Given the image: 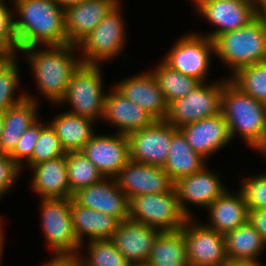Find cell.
I'll use <instances>...</instances> for the list:
<instances>
[{"label":"cell","mask_w":266,"mask_h":266,"mask_svg":"<svg viewBox=\"0 0 266 266\" xmlns=\"http://www.w3.org/2000/svg\"><path fill=\"white\" fill-rule=\"evenodd\" d=\"M21 170L8 154L0 152V196L13 187Z\"/></svg>","instance_id":"ab89813d"},{"label":"cell","mask_w":266,"mask_h":266,"mask_svg":"<svg viewBox=\"0 0 266 266\" xmlns=\"http://www.w3.org/2000/svg\"><path fill=\"white\" fill-rule=\"evenodd\" d=\"M204 1H205V0H194V2H195V3H194V4H195L194 6L197 7L198 5H200V4H201L202 2H204Z\"/></svg>","instance_id":"f5cc1de1"},{"label":"cell","mask_w":266,"mask_h":266,"mask_svg":"<svg viewBox=\"0 0 266 266\" xmlns=\"http://www.w3.org/2000/svg\"><path fill=\"white\" fill-rule=\"evenodd\" d=\"M105 119L118 128V134L128 135L152 124L155 119L141 106L131 102L115 87L105 94Z\"/></svg>","instance_id":"7402d4cb"},{"label":"cell","mask_w":266,"mask_h":266,"mask_svg":"<svg viewBox=\"0 0 266 266\" xmlns=\"http://www.w3.org/2000/svg\"><path fill=\"white\" fill-rule=\"evenodd\" d=\"M224 266H264L261 265L258 261H232L228 260V262Z\"/></svg>","instance_id":"7bdbcfd3"},{"label":"cell","mask_w":266,"mask_h":266,"mask_svg":"<svg viewBox=\"0 0 266 266\" xmlns=\"http://www.w3.org/2000/svg\"><path fill=\"white\" fill-rule=\"evenodd\" d=\"M100 65L82 63L74 72L61 103H70L69 112L95 121L104 114L103 80Z\"/></svg>","instance_id":"8992f818"},{"label":"cell","mask_w":266,"mask_h":266,"mask_svg":"<svg viewBox=\"0 0 266 266\" xmlns=\"http://www.w3.org/2000/svg\"><path fill=\"white\" fill-rule=\"evenodd\" d=\"M2 227V220L0 219V228Z\"/></svg>","instance_id":"db71d44e"},{"label":"cell","mask_w":266,"mask_h":266,"mask_svg":"<svg viewBox=\"0 0 266 266\" xmlns=\"http://www.w3.org/2000/svg\"><path fill=\"white\" fill-rule=\"evenodd\" d=\"M210 224L205 227L222 235L233 231L248 221V209L240 191L233 195L225 191L207 207Z\"/></svg>","instance_id":"cb8c5ba5"},{"label":"cell","mask_w":266,"mask_h":266,"mask_svg":"<svg viewBox=\"0 0 266 266\" xmlns=\"http://www.w3.org/2000/svg\"><path fill=\"white\" fill-rule=\"evenodd\" d=\"M33 171L31 188L41 199L72 198L70 191L66 155L40 162L30 167Z\"/></svg>","instance_id":"603a6c76"},{"label":"cell","mask_w":266,"mask_h":266,"mask_svg":"<svg viewBox=\"0 0 266 266\" xmlns=\"http://www.w3.org/2000/svg\"><path fill=\"white\" fill-rule=\"evenodd\" d=\"M168 153L163 168L174 183L181 178L201 171L206 166L205 158L190 147L179 129L172 135Z\"/></svg>","instance_id":"4316f807"},{"label":"cell","mask_w":266,"mask_h":266,"mask_svg":"<svg viewBox=\"0 0 266 266\" xmlns=\"http://www.w3.org/2000/svg\"><path fill=\"white\" fill-rule=\"evenodd\" d=\"M179 130L190 147L205 159L231 141L228 124L222 113L187 124Z\"/></svg>","instance_id":"d6986e66"},{"label":"cell","mask_w":266,"mask_h":266,"mask_svg":"<svg viewBox=\"0 0 266 266\" xmlns=\"http://www.w3.org/2000/svg\"><path fill=\"white\" fill-rule=\"evenodd\" d=\"M26 98L4 112V123L0 142V152L10 154L20 136L38 120L36 98L25 93ZM37 116V117H36Z\"/></svg>","instance_id":"484cf974"},{"label":"cell","mask_w":266,"mask_h":266,"mask_svg":"<svg viewBox=\"0 0 266 266\" xmlns=\"http://www.w3.org/2000/svg\"><path fill=\"white\" fill-rule=\"evenodd\" d=\"M40 132L41 122L37 120L20 136L14 150L9 154L20 168H23L24 161L27 163L31 159Z\"/></svg>","instance_id":"f35d334b"},{"label":"cell","mask_w":266,"mask_h":266,"mask_svg":"<svg viewBox=\"0 0 266 266\" xmlns=\"http://www.w3.org/2000/svg\"><path fill=\"white\" fill-rule=\"evenodd\" d=\"M119 0H85L64 10L67 44L77 46Z\"/></svg>","instance_id":"ac0fdd59"},{"label":"cell","mask_w":266,"mask_h":266,"mask_svg":"<svg viewBox=\"0 0 266 266\" xmlns=\"http://www.w3.org/2000/svg\"><path fill=\"white\" fill-rule=\"evenodd\" d=\"M3 123H4V112L0 111V142L2 137Z\"/></svg>","instance_id":"7dc6e473"},{"label":"cell","mask_w":266,"mask_h":266,"mask_svg":"<svg viewBox=\"0 0 266 266\" xmlns=\"http://www.w3.org/2000/svg\"><path fill=\"white\" fill-rule=\"evenodd\" d=\"M196 9L217 26V29L204 35L212 41L223 33L247 26L262 12L247 0H205Z\"/></svg>","instance_id":"4fadbf2b"},{"label":"cell","mask_w":266,"mask_h":266,"mask_svg":"<svg viewBox=\"0 0 266 266\" xmlns=\"http://www.w3.org/2000/svg\"><path fill=\"white\" fill-rule=\"evenodd\" d=\"M230 80L244 93L266 104V61L237 70Z\"/></svg>","instance_id":"d6a6232c"},{"label":"cell","mask_w":266,"mask_h":266,"mask_svg":"<svg viewBox=\"0 0 266 266\" xmlns=\"http://www.w3.org/2000/svg\"><path fill=\"white\" fill-rule=\"evenodd\" d=\"M89 159L104 178H114L130 161L127 135H96L80 151Z\"/></svg>","instance_id":"9a60e30c"},{"label":"cell","mask_w":266,"mask_h":266,"mask_svg":"<svg viewBox=\"0 0 266 266\" xmlns=\"http://www.w3.org/2000/svg\"><path fill=\"white\" fill-rule=\"evenodd\" d=\"M9 58V56L0 53V66Z\"/></svg>","instance_id":"f907efd6"},{"label":"cell","mask_w":266,"mask_h":266,"mask_svg":"<svg viewBox=\"0 0 266 266\" xmlns=\"http://www.w3.org/2000/svg\"><path fill=\"white\" fill-rule=\"evenodd\" d=\"M72 199L81 206L114 216L120 222L129 219V199L114 178H103L96 184L80 188L73 193Z\"/></svg>","instance_id":"2e32d148"},{"label":"cell","mask_w":266,"mask_h":266,"mask_svg":"<svg viewBox=\"0 0 266 266\" xmlns=\"http://www.w3.org/2000/svg\"><path fill=\"white\" fill-rule=\"evenodd\" d=\"M266 9V0H261V11L263 12Z\"/></svg>","instance_id":"816d5d0a"},{"label":"cell","mask_w":266,"mask_h":266,"mask_svg":"<svg viewBox=\"0 0 266 266\" xmlns=\"http://www.w3.org/2000/svg\"><path fill=\"white\" fill-rule=\"evenodd\" d=\"M62 9H67L71 6L77 5L85 0H55Z\"/></svg>","instance_id":"ee69618b"},{"label":"cell","mask_w":266,"mask_h":266,"mask_svg":"<svg viewBox=\"0 0 266 266\" xmlns=\"http://www.w3.org/2000/svg\"><path fill=\"white\" fill-rule=\"evenodd\" d=\"M160 230L127 219L120 222L111 241L129 263L147 261Z\"/></svg>","instance_id":"ffe728a7"},{"label":"cell","mask_w":266,"mask_h":266,"mask_svg":"<svg viewBox=\"0 0 266 266\" xmlns=\"http://www.w3.org/2000/svg\"><path fill=\"white\" fill-rule=\"evenodd\" d=\"M177 130L166 120H155L149 126L128 134L130 160L163 167L168 158L172 135Z\"/></svg>","instance_id":"8fae6325"},{"label":"cell","mask_w":266,"mask_h":266,"mask_svg":"<svg viewBox=\"0 0 266 266\" xmlns=\"http://www.w3.org/2000/svg\"><path fill=\"white\" fill-rule=\"evenodd\" d=\"M215 53L229 65L232 74L255 63L266 61V14L261 12L247 26L219 35Z\"/></svg>","instance_id":"277c9868"},{"label":"cell","mask_w":266,"mask_h":266,"mask_svg":"<svg viewBox=\"0 0 266 266\" xmlns=\"http://www.w3.org/2000/svg\"><path fill=\"white\" fill-rule=\"evenodd\" d=\"M224 238L227 258L232 261H257V256L266 246V242L249 221L226 233Z\"/></svg>","instance_id":"f1b7e54d"},{"label":"cell","mask_w":266,"mask_h":266,"mask_svg":"<svg viewBox=\"0 0 266 266\" xmlns=\"http://www.w3.org/2000/svg\"><path fill=\"white\" fill-rule=\"evenodd\" d=\"M248 221L266 242V209L248 211Z\"/></svg>","instance_id":"b9f144b4"},{"label":"cell","mask_w":266,"mask_h":266,"mask_svg":"<svg viewBox=\"0 0 266 266\" xmlns=\"http://www.w3.org/2000/svg\"><path fill=\"white\" fill-rule=\"evenodd\" d=\"M120 5L118 2L96 28L77 45L84 53L82 63L100 65L101 61L114 58L122 50L126 34Z\"/></svg>","instance_id":"52a82bcc"},{"label":"cell","mask_w":266,"mask_h":266,"mask_svg":"<svg viewBox=\"0 0 266 266\" xmlns=\"http://www.w3.org/2000/svg\"><path fill=\"white\" fill-rule=\"evenodd\" d=\"M251 3H253L257 8L261 10V0H247Z\"/></svg>","instance_id":"681fc988"},{"label":"cell","mask_w":266,"mask_h":266,"mask_svg":"<svg viewBox=\"0 0 266 266\" xmlns=\"http://www.w3.org/2000/svg\"><path fill=\"white\" fill-rule=\"evenodd\" d=\"M191 220L181 228L189 266H224L228 262L224 235Z\"/></svg>","instance_id":"7c38bea8"},{"label":"cell","mask_w":266,"mask_h":266,"mask_svg":"<svg viewBox=\"0 0 266 266\" xmlns=\"http://www.w3.org/2000/svg\"><path fill=\"white\" fill-rule=\"evenodd\" d=\"M171 48L163 60L168 66L201 82L206 81L210 54L215 53L214 41L207 36L188 34Z\"/></svg>","instance_id":"30bf717a"},{"label":"cell","mask_w":266,"mask_h":266,"mask_svg":"<svg viewBox=\"0 0 266 266\" xmlns=\"http://www.w3.org/2000/svg\"><path fill=\"white\" fill-rule=\"evenodd\" d=\"M21 19H14L18 51L30 46L67 44L64 9L55 0H12Z\"/></svg>","instance_id":"6da1fadb"},{"label":"cell","mask_w":266,"mask_h":266,"mask_svg":"<svg viewBox=\"0 0 266 266\" xmlns=\"http://www.w3.org/2000/svg\"><path fill=\"white\" fill-rule=\"evenodd\" d=\"M129 266H152L148 261L130 263Z\"/></svg>","instance_id":"c3c4849f"},{"label":"cell","mask_w":266,"mask_h":266,"mask_svg":"<svg viewBox=\"0 0 266 266\" xmlns=\"http://www.w3.org/2000/svg\"><path fill=\"white\" fill-rule=\"evenodd\" d=\"M223 81L205 85L201 82L187 96L168 105L166 121L179 129L206 117L221 113Z\"/></svg>","instance_id":"ba28073f"},{"label":"cell","mask_w":266,"mask_h":266,"mask_svg":"<svg viewBox=\"0 0 266 266\" xmlns=\"http://www.w3.org/2000/svg\"><path fill=\"white\" fill-rule=\"evenodd\" d=\"M4 231H3V227L2 228H0V262H1V257H2V253H3V249H4ZM0 265H1V263H0Z\"/></svg>","instance_id":"bcb514c9"},{"label":"cell","mask_w":266,"mask_h":266,"mask_svg":"<svg viewBox=\"0 0 266 266\" xmlns=\"http://www.w3.org/2000/svg\"><path fill=\"white\" fill-rule=\"evenodd\" d=\"M129 219L161 232L179 231L189 217L182 211L174 189L160 194H144L129 200Z\"/></svg>","instance_id":"5b68a950"},{"label":"cell","mask_w":266,"mask_h":266,"mask_svg":"<svg viewBox=\"0 0 266 266\" xmlns=\"http://www.w3.org/2000/svg\"><path fill=\"white\" fill-rule=\"evenodd\" d=\"M71 216L77 240L84 243L83 236L92 240L111 239L120 221L114 216L77 204L71 198Z\"/></svg>","instance_id":"d4e9b609"},{"label":"cell","mask_w":266,"mask_h":266,"mask_svg":"<svg viewBox=\"0 0 266 266\" xmlns=\"http://www.w3.org/2000/svg\"><path fill=\"white\" fill-rule=\"evenodd\" d=\"M122 95L145 109L155 120H165L168 103L151 72L130 76L114 86Z\"/></svg>","instance_id":"44dd1931"},{"label":"cell","mask_w":266,"mask_h":266,"mask_svg":"<svg viewBox=\"0 0 266 266\" xmlns=\"http://www.w3.org/2000/svg\"><path fill=\"white\" fill-rule=\"evenodd\" d=\"M66 166L72 194L80 188L96 184L104 178L96 166L80 151L66 154Z\"/></svg>","instance_id":"1f68e13d"},{"label":"cell","mask_w":266,"mask_h":266,"mask_svg":"<svg viewBox=\"0 0 266 266\" xmlns=\"http://www.w3.org/2000/svg\"><path fill=\"white\" fill-rule=\"evenodd\" d=\"M150 72L168 105L177 99L187 96L201 83L198 79L174 70L164 61L160 62L157 68Z\"/></svg>","instance_id":"4dcf8cb0"},{"label":"cell","mask_w":266,"mask_h":266,"mask_svg":"<svg viewBox=\"0 0 266 266\" xmlns=\"http://www.w3.org/2000/svg\"><path fill=\"white\" fill-rule=\"evenodd\" d=\"M92 119L71 112L58 114L51 123L62 147L68 152L81 151L83 146L94 136Z\"/></svg>","instance_id":"83f0119b"},{"label":"cell","mask_w":266,"mask_h":266,"mask_svg":"<svg viewBox=\"0 0 266 266\" xmlns=\"http://www.w3.org/2000/svg\"><path fill=\"white\" fill-rule=\"evenodd\" d=\"M88 257L81 259L83 266H129V262L110 239L88 243Z\"/></svg>","instance_id":"836d02e7"},{"label":"cell","mask_w":266,"mask_h":266,"mask_svg":"<svg viewBox=\"0 0 266 266\" xmlns=\"http://www.w3.org/2000/svg\"><path fill=\"white\" fill-rule=\"evenodd\" d=\"M47 48L49 50L40 51L37 46H30L19 51L28 54L27 61L33 69L40 93L50 102L58 104L82 60L74 57V50L78 49L75 45L65 44Z\"/></svg>","instance_id":"7a4b0ae2"},{"label":"cell","mask_w":266,"mask_h":266,"mask_svg":"<svg viewBox=\"0 0 266 266\" xmlns=\"http://www.w3.org/2000/svg\"><path fill=\"white\" fill-rule=\"evenodd\" d=\"M245 179L239 191L244 197L248 211L266 209V173Z\"/></svg>","instance_id":"8d00e7d4"},{"label":"cell","mask_w":266,"mask_h":266,"mask_svg":"<svg viewBox=\"0 0 266 266\" xmlns=\"http://www.w3.org/2000/svg\"><path fill=\"white\" fill-rule=\"evenodd\" d=\"M254 149H257L264 155L266 154V132L264 133L261 141L254 147Z\"/></svg>","instance_id":"f6af8a7d"},{"label":"cell","mask_w":266,"mask_h":266,"mask_svg":"<svg viewBox=\"0 0 266 266\" xmlns=\"http://www.w3.org/2000/svg\"><path fill=\"white\" fill-rule=\"evenodd\" d=\"M225 185L218 176L204 167L201 171L186 176L175 182V190L182 211L191 218V211L185 203L208 207L225 191Z\"/></svg>","instance_id":"e0dca14e"},{"label":"cell","mask_w":266,"mask_h":266,"mask_svg":"<svg viewBox=\"0 0 266 266\" xmlns=\"http://www.w3.org/2000/svg\"><path fill=\"white\" fill-rule=\"evenodd\" d=\"M5 0H0V53L13 57L18 52V42L14 31V16Z\"/></svg>","instance_id":"74e56055"},{"label":"cell","mask_w":266,"mask_h":266,"mask_svg":"<svg viewBox=\"0 0 266 266\" xmlns=\"http://www.w3.org/2000/svg\"><path fill=\"white\" fill-rule=\"evenodd\" d=\"M16 60L15 56L9 57L0 66V111L3 112L26 98L25 93L13 98L19 84V69Z\"/></svg>","instance_id":"e575fe53"},{"label":"cell","mask_w":266,"mask_h":266,"mask_svg":"<svg viewBox=\"0 0 266 266\" xmlns=\"http://www.w3.org/2000/svg\"><path fill=\"white\" fill-rule=\"evenodd\" d=\"M42 230L54 254L78 253L81 248L73 229L70 198L41 199Z\"/></svg>","instance_id":"9c48e42d"},{"label":"cell","mask_w":266,"mask_h":266,"mask_svg":"<svg viewBox=\"0 0 266 266\" xmlns=\"http://www.w3.org/2000/svg\"><path fill=\"white\" fill-rule=\"evenodd\" d=\"M118 187L130 200L144 194L171 192L175 183L163 167L130 160L114 177Z\"/></svg>","instance_id":"5bb4252c"},{"label":"cell","mask_w":266,"mask_h":266,"mask_svg":"<svg viewBox=\"0 0 266 266\" xmlns=\"http://www.w3.org/2000/svg\"><path fill=\"white\" fill-rule=\"evenodd\" d=\"M67 152L61 145L52 126L41 123V132L35 144L33 155L27 162L29 167L40 162L52 160L66 155Z\"/></svg>","instance_id":"d590c367"},{"label":"cell","mask_w":266,"mask_h":266,"mask_svg":"<svg viewBox=\"0 0 266 266\" xmlns=\"http://www.w3.org/2000/svg\"><path fill=\"white\" fill-rule=\"evenodd\" d=\"M78 253H60L49 262H45L44 266H83L81 254Z\"/></svg>","instance_id":"60d3db41"},{"label":"cell","mask_w":266,"mask_h":266,"mask_svg":"<svg viewBox=\"0 0 266 266\" xmlns=\"http://www.w3.org/2000/svg\"><path fill=\"white\" fill-rule=\"evenodd\" d=\"M147 261L152 266H189L183 231L161 232Z\"/></svg>","instance_id":"f546056e"},{"label":"cell","mask_w":266,"mask_h":266,"mask_svg":"<svg viewBox=\"0 0 266 266\" xmlns=\"http://www.w3.org/2000/svg\"><path fill=\"white\" fill-rule=\"evenodd\" d=\"M221 113L231 140L237 134L254 148L266 132L265 104L244 93L229 78L223 80Z\"/></svg>","instance_id":"3957f363"}]
</instances>
